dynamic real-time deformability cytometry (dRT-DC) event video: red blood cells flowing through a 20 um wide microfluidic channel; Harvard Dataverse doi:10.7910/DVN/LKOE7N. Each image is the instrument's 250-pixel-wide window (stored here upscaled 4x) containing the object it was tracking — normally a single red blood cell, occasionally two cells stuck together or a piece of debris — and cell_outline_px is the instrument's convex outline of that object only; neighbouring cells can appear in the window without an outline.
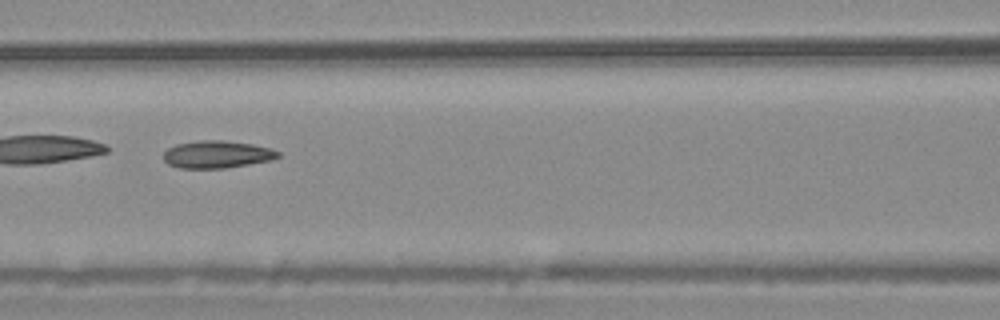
{"species": "common noctule bat (a hibernating species)", "species_latin": "Nyctalus noctula", "temperature_condition": "warm", "stored_images_in_passage": 54, "camera_frame_rate_fps": 3000, "um_per_image_px": 0.085, "animal": {"sex": "male", "body_mass_g": 20.4}, "frame": {"image": 1, "passage_image": 24, "time_ms": 7.667, "image_size_px": [1000, 320], "cell_outline_px": [[280, 156], [272, 160], [224, 168], [180, 168], [168, 164], [164, 160], [164, 152], [168, 148], [176, 144], [200, 140], [224, 140], [252, 144], [268, 148], [280, 152]], "centroid_in_image_um": [18.43, 13.12], "position_along_channel_um": 148.2, "area_um2": 18.21}}
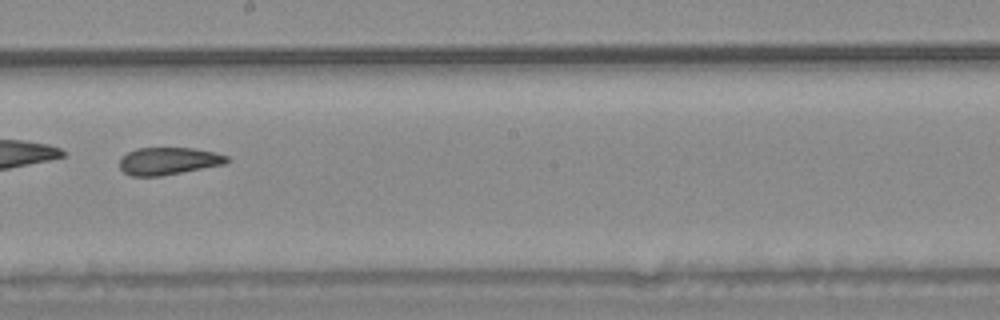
{"frame": {"image": 2, "passage_image": 31, "time_ms": 10.0, "image_size_px": [1000, 320], "cell_outline_px": [[232, 160], [224, 164], [160, 176], [132, 176], [124, 172], [120, 168], [120, 160], [128, 152], [136, 148], [192, 148], [216, 152], [228, 156]], "centroid_in_image_um": [14.35, 13.68], "position_along_channel_um": 233.9, "area_um2": 17.05}, "authors_computed_cell_mechanics": {"area_um2": 20.6057, "velocity_mm_per_s": 3.6837, "shape_relaxation_time_tau1_ms": 10.7796, "shape_relaxation_time_tau2_ms": 2.4225, "deformation_change_tau1": 0.1901, "deformation_change_tau2": 0.0904}}